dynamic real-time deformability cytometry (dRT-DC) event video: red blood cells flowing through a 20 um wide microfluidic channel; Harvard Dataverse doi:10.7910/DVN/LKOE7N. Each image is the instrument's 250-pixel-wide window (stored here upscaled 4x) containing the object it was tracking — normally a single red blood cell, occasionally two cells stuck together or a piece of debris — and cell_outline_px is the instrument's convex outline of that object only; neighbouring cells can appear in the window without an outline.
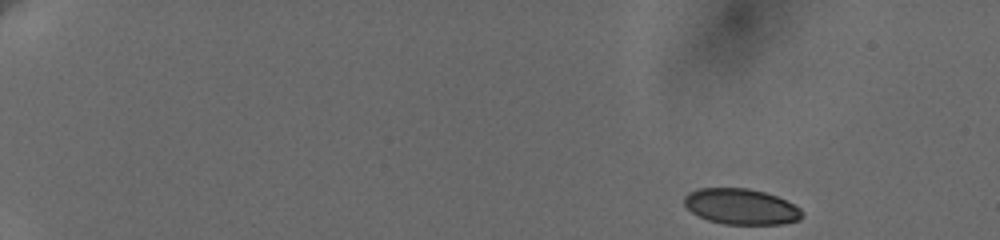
{"species": "human", "species_latin": "Homo sapiens", "temperature_condition": "cold", "stored_images_in_passage": 38, "camera_frame_rate_fps": 3000, "um_per_image_px": 0.085, "donor": {"sex": "female"}, "frame": {"image": 1, "passage_image": 1, "time_ms": 0.0, "image_size_px": [1000, 240], "cell_outline_px": [[804, 216], [800, 220], [784, 224], [724, 224], [708, 220], [692, 212], [684, 204], [684, 196], [688, 192], [696, 188], [748, 188], [764, 192], [776, 196], [800, 208], [804, 212]], "centroid_in_image_um": [63.0, 17.56], "position_along_channel_um": 22.0, "area_um2": 24.62}}
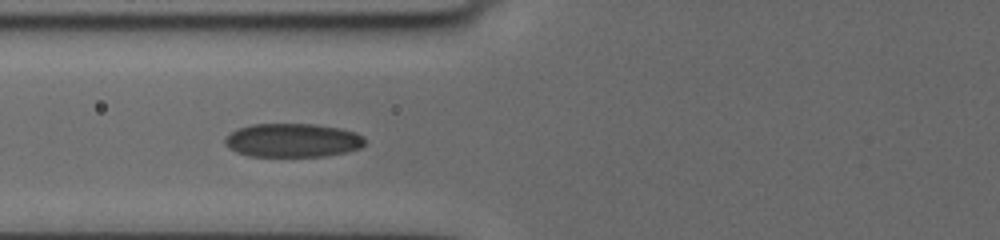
{"frame": {"image": 2, "passage_image": 27, "time_ms": 6.333, "image_size_px": [1000, 240], "cell_outline_px": [[364, 144], [360, 148], [328, 156], [248, 156], [236, 152], [228, 148], [224, 144], [224, 140], [232, 132], [240, 128], [252, 124], [312, 124], [340, 128], [356, 132], [364, 136]], "centroid_in_image_um": [24.88, 11.93], "position_along_channel_um": 100.9, "area_um2": 27.46}}
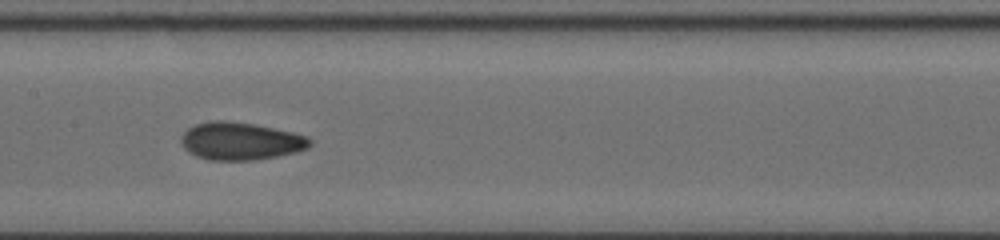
{"frame": {"image": 3, "passage_image": 37, "time_ms": 8.667, "image_size_px": [1000, 240], "cell_outline_px": [[312, 144], [308, 148], [296, 152], [276, 156], [252, 160], [208, 160], [196, 156], [188, 152], [180, 144], [180, 136], [188, 128], [196, 124], [212, 120], [224, 120], [256, 124], [292, 132], [308, 136], [312, 140]], "centroid_in_image_um": [20.43, 11.99], "position_along_channel_um": 187.0, "area_um2": 28.5}}